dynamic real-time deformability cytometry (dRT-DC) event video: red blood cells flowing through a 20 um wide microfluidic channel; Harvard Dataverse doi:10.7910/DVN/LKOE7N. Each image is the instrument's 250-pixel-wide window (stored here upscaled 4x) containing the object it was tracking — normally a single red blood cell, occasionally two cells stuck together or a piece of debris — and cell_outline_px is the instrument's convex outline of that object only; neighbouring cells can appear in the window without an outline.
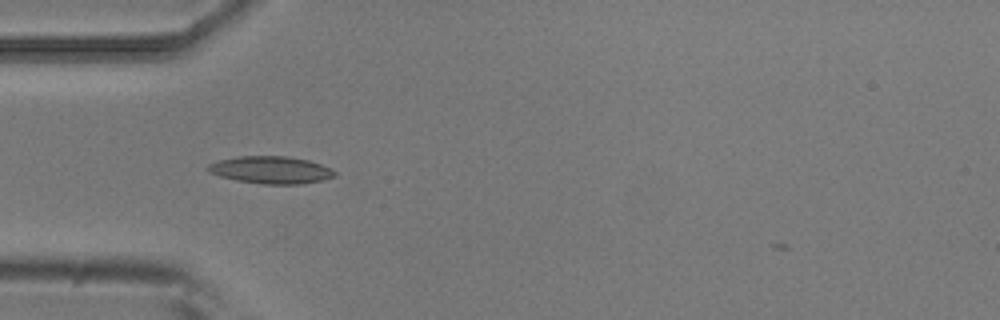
{"species": "common noctule bat (a hibernating species)", "species_latin": "Nyctalus noctula", "temperature_condition": "room temperature", "stored_images_in_passage": 5, "camera_frame_rate_fps": 3000, "um_per_image_px": 0.085, "animal": {"sex": "male", "body_mass_g": 20.5, "forearm_length_mm": 52.5}, "frame": {"image": 1, "passage_image": 1, "time_ms": 0.0, "image_size_px": [1000, 320], "cell_outline_px": [[336, 176], [320, 180], [300, 184], [264, 184], [236, 180], [220, 176], [208, 172], [208, 164], [220, 160], [236, 156], [288, 156], [308, 160], [332, 168], [336, 172]], "centroid_in_image_um": [23.03, 14.44], "position_along_channel_um": 62.0, "area_um2": 20.11}}
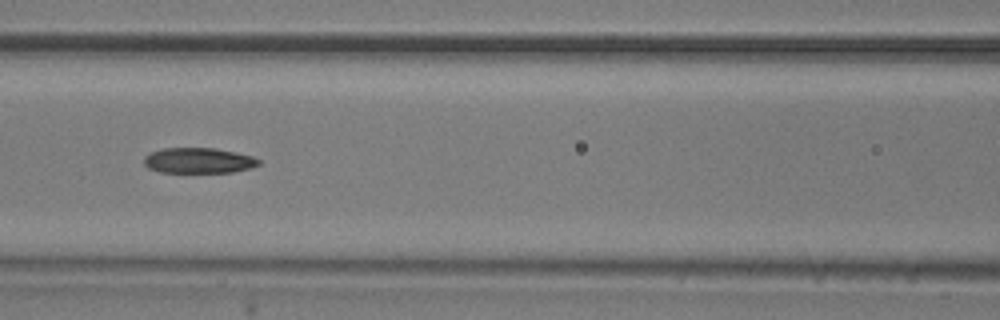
{"frame": {"image": 2, "passage_image": 3, "time_ms": 0.667, "image_size_px": [1000, 320], "cell_outline_px": [[260, 164], [252, 168], [232, 172], [160, 172], [148, 168], [144, 164], [144, 156], [152, 152], [164, 148], [216, 148], [236, 152], [252, 156], [260, 160]], "centroid_in_image_um": [16.9, 13.64], "position_along_channel_um": 149.7, "area_um2": 17.05}}
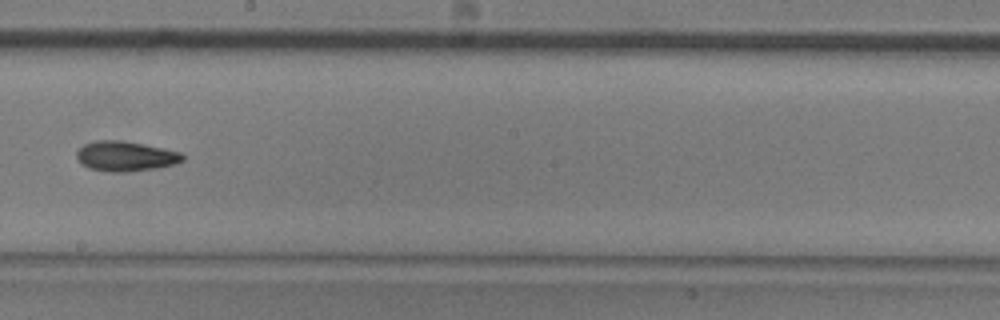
{"frame": {"image": 3, "passage_image": 5, "time_ms": 1.333, "image_size_px": [1000, 320], "cell_outline_px": [[184, 160], [176, 164], [156, 168], [128, 172], [108, 172], [88, 168], [80, 164], [76, 156], [76, 152], [84, 144], [96, 140], [120, 140], [144, 144], [180, 152], [184, 156]], "centroid_in_image_um": [10.65, 13.28], "position_along_channel_um": 237.6, "area_um2": 18.67}}